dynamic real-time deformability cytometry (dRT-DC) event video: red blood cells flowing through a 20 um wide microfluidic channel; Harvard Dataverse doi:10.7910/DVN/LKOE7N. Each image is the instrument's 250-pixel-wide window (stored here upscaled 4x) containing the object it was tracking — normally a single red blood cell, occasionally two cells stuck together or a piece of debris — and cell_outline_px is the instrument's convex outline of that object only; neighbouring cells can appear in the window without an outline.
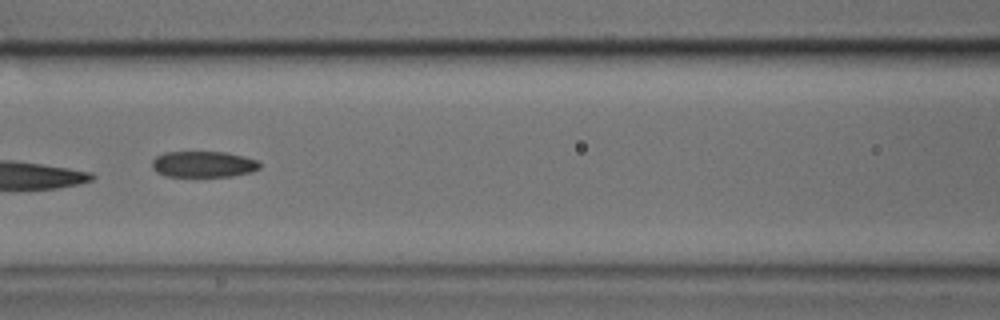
{"species": "common noctule bat (a hibernating species)", "species_latin": "Nyctalus noctula", "temperature_condition": "cold", "stored_images_in_passage": 4, "camera_frame_rate_fps": 3000, "um_per_image_px": 0.085, "animal": {"sex": "male", "body_mass_g": 17.9, "forearm_length_mm": 54.2}, "frame": {"image": 1, "passage_image": 3, "time_ms": 0.667, "image_size_px": [1000, 320], "cell_outline_px": [[260, 168], [252, 172], [232, 176], [168, 176], [156, 172], [152, 168], [152, 160], [156, 156], [164, 152], [228, 152], [260, 160]], "centroid_in_image_um": [17.32, 13.95], "position_along_channel_um": 149.3, "area_um2": 16.53}}